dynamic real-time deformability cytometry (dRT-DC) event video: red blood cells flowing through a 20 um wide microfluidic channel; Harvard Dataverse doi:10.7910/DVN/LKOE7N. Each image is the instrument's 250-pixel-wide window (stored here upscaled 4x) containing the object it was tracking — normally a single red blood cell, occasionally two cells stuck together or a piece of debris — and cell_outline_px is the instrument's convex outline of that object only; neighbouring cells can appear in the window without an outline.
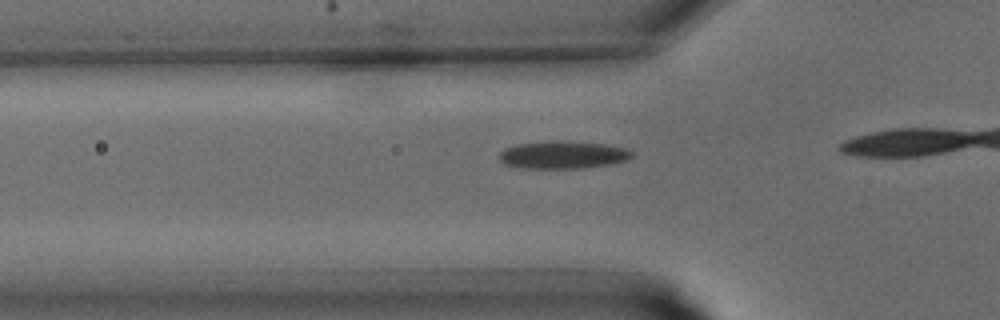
{"species": "common noctule bat (a hibernating species)", "species_latin": "Nyctalus noctula", "temperature_condition": "warm", "stored_images_in_passage": 5, "camera_frame_rate_fps": 3000, "um_per_image_px": 0.085, "animal": {"sex": "male", "body_mass_g": 15.6}, "frame": {"image": 1, "passage_image": 3, "time_ms": 0.667, "image_size_px": [1000, 320], "cell_outline_px": [[632, 156], [628, 160], [608, 164], [584, 168], [520, 168], [504, 164], [500, 160], [500, 152], [504, 148], [516, 144], [556, 140], [604, 144], [628, 148], [632, 152]], "centroid_in_image_um": [47.83, 13.16], "position_along_channel_um": 78.0, "area_um2": 21.39}}